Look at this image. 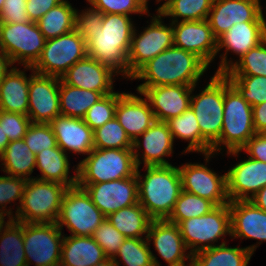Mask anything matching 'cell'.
I'll use <instances>...</instances> for the list:
<instances>
[{
  "instance_id": "obj_3",
  "label": "cell",
  "mask_w": 266,
  "mask_h": 266,
  "mask_svg": "<svg viewBox=\"0 0 266 266\" xmlns=\"http://www.w3.org/2000/svg\"><path fill=\"white\" fill-rule=\"evenodd\" d=\"M145 174L136 171L138 202L152 220L168 219L182 191L177 166H144Z\"/></svg>"
},
{
  "instance_id": "obj_26",
  "label": "cell",
  "mask_w": 266,
  "mask_h": 266,
  "mask_svg": "<svg viewBox=\"0 0 266 266\" xmlns=\"http://www.w3.org/2000/svg\"><path fill=\"white\" fill-rule=\"evenodd\" d=\"M147 240L149 243L153 241L155 250L168 265L183 263L192 258V254L187 252L178 224L167 219L150 222Z\"/></svg>"
},
{
  "instance_id": "obj_46",
  "label": "cell",
  "mask_w": 266,
  "mask_h": 266,
  "mask_svg": "<svg viewBox=\"0 0 266 266\" xmlns=\"http://www.w3.org/2000/svg\"><path fill=\"white\" fill-rule=\"evenodd\" d=\"M27 180L15 176H0V213L13 218V208L6 209L8 204L19 200L21 204L24 187Z\"/></svg>"
},
{
  "instance_id": "obj_25",
  "label": "cell",
  "mask_w": 266,
  "mask_h": 266,
  "mask_svg": "<svg viewBox=\"0 0 266 266\" xmlns=\"http://www.w3.org/2000/svg\"><path fill=\"white\" fill-rule=\"evenodd\" d=\"M119 93L115 117L124 128L129 138L134 141L143 134L154 122L155 116L146 98L141 93Z\"/></svg>"
},
{
  "instance_id": "obj_59",
  "label": "cell",
  "mask_w": 266,
  "mask_h": 266,
  "mask_svg": "<svg viewBox=\"0 0 266 266\" xmlns=\"http://www.w3.org/2000/svg\"><path fill=\"white\" fill-rule=\"evenodd\" d=\"M95 266H114L113 262L111 261L110 258H108L106 261H103Z\"/></svg>"
},
{
  "instance_id": "obj_35",
  "label": "cell",
  "mask_w": 266,
  "mask_h": 266,
  "mask_svg": "<svg viewBox=\"0 0 266 266\" xmlns=\"http://www.w3.org/2000/svg\"><path fill=\"white\" fill-rule=\"evenodd\" d=\"M76 11L68 0H63L43 15L37 24L45 39L56 38L75 30Z\"/></svg>"
},
{
  "instance_id": "obj_28",
  "label": "cell",
  "mask_w": 266,
  "mask_h": 266,
  "mask_svg": "<svg viewBox=\"0 0 266 266\" xmlns=\"http://www.w3.org/2000/svg\"><path fill=\"white\" fill-rule=\"evenodd\" d=\"M25 69L30 66H24V71L14 66L4 77L0 84V110L28 114L30 76L27 77Z\"/></svg>"
},
{
  "instance_id": "obj_12",
  "label": "cell",
  "mask_w": 266,
  "mask_h": 266,
  "mask_svg": "<svg viewBox=\"0 0 266 266\" xmlns=\"http://www.w3.org/2000/svg\"><path fill=\"white\" fill-rule=\"evenodd\" d=\"M62 234L56 223H23L27 266L32 263L35 266H59L64 239Z\"/></svg>"
},
{
  "instance_id": "obj_50",
  "label": "cell",
  "mask_w": 266,
  "mask_h": 266,
  "mask_svg": "<svg viewBox=\"0 0 266 266\" xmlns=\"http://www.w3.org/2000/svg\"><path fill=\"white\" fill-rule=\"evenodd\" d=\"M104 13L94 8L76 11V30L87 41L99 27H102Z\"/></svg>"
},
{
  "instance_id": "obj_32",
  "label": "cell",
  "mask_w": 266,
  "mask_h": 266,
  "mask_svg": "<svg viewBox=\"0 0 266 266\" xmlns=\"http://www.w3.org/2000/svg\"><path fill=\"white\" fill-rule=\"evenodd\" d=\"M106 218L126 238H147L148 228L152 221L139 202L119 209Z\"/></svg>"
},
{
  "instance_id": "obj_42",
  "label": "cell",
  "mask_w": 266,
  "mask_h": 266,
  "mask_svg": "<svg viewBox=\"0 0 266 266\" xmlns=\"http://www.w3.org/2000/svg\"><path fill=\"white\" fill-rule=\"evenodd\" d=\"M225 76H265L266 77V44L262 41L250 49L224 73Z\"/></svg>"
},
{
  "instance_id": "obj_56",
  "label": "cell",
  "mask_w": 266,
  "mask_h": 266,
  "mask_svg": "<svg viewBox=\"0 0 266 266\" xmlns=\"http://www.w3.org/2000/svg\"><path fill=\"white\" fill-rule=\"evenodd\" d=\"M256 207L266 212V186L249 199Z\"/></svg>"
},
{
  "instance_id": "obj_61",
  "label": "cell",
  "mask_w": 266,
  "mask_h": 266,
  "mask_svg": "<svg viewBox=\"0 0 266 266\" xmlns=\"http://www.w3.org/2000/svg\"><path fill=\"white\" fill-rule=\"evenodd\" d=\"M263 42L266 44V25L263 31Z\"/></svg>"
},
{
  "instance_id": "obj_49",
  "label": "cell",
  "mask_w": 266,
  "mask_h": 266,
  "mask_svg": "<svg viewBox=\"0 0 266 266\" xmlns=\"http://www.w3.org/2000/svg\"><path fill=\"white\" fill-rule=\"evenodd\" d=\"M31 123L27 115L0 110V125L10 142L23 139Z\"/></svg>"
},
{
  "instance_id": "obj_20",
  "label": "cell",
  "mask_w": 266,
  "mask_h": 266,
  "mask_svg": "<svg viewBox=\"0 0 266 266\" xmlns=\"http://www.w3.org/2000/svg\"><path fill=\"white\" fill-rule=\"evenodd\" d=\"M265 25L266 22L236 23L220 35L217 38V53L222 48L225 49V52L219 56L221 61L215 73L224 74L234 65L232 59L228 60L227 58L228 52L235 53L240 59L250 49L259 45L263 41Z\"/></svg>"
},
{
  "instance_id": "obj_1",
  "label": "cell",
  "mask_w": 266,
  "mask_h": 266,
  "mask_svg": "<svg viewBox=\"0 0 266 266\" xmlns=\"http://www.w3.org/2000/svg\"><path fill=\"white\" fill-rule=\"evenodd\" d=\"M209 66L197 55L175 45L144 64L131 80H145L138 87L196 86Z\"/></svg>"
},
{
  "instance_id": "obj_40",
  "label": "cell",
  "mask_w": 266,
  "mask_h": 266,
  "mask_svg": "<svg viewBox=\"0 0 266 266\" xmlns=\"http://www.w3.org/2000/svg\"><path fill=\"white\" fill-rule=\"evenodd\" d=\"M215 207L212 201L182 190L167 220L179 224L183 220L203 216Z\"/></svg>"
},
{
  "instance_id": "obj_6",
  "label": "cell",
  "mask_w": 266,
  "mask_h": 266,
  "mask_svg": "<svg viewBox=\"0 0 266 266\" xmlns=\"http://www.w3.org/2000/svg\"><path fill=\"white\" fill-rule=\"evenodd\" d=\"M68 187L36 178L27 180L21 204L12 220L22 223H56Z\"/></svg>"
},
{
  "instance_id": "obj_53",
  "label": "cell",
  "mask_w": 266,
  "mask_h": 266,
  "mask_svg": "<svg viewBox=\"0 0 266 266\" xmlns=\"http://www.w3.org/2000/svg\"><path fill=\"white\" fill-rule=\"evenodd\" d=\"M63 0H27L26 12L32 22H37L51 8L57 6Z\"/></svg>"
},
{
  "instance_id": "obj_38",
  "label": "cell",
  "mask_w": 266,
  "mask_h": 266,
  "mask_svg": "<svg viewBox=\"0 0 266 266\" xmlns=\"http://www.w3.org/2000/svg\"><path fill=\"white\" fill-rule=\"evenodd\" d=\"M121 260L125 266H160L147 238H125L111 259L114 266H120Z\"/></svg>"
},
{
  "instance_id": "obj_62",
  "label": "cell",
  "mask_w": 266,
  "mask_h": 266,
  "mask_svg": "<svg viewBox=\"0 0 266 266\" xmlns=\"http://www.w3.org/2000/svg\"><path fill=\"white\" fill-rule=\"evenodd\" d=\"M4 1H5V0H0V13H1V11H2V8H3V5H4Z\"/></svg>"
},
{
  "instance_id": "obj_30",
  "label": "cell",
  "mask_w": 266,
  "mask_h": 266,
  "mask_svg": "<svg viewBox=\"0 0 266 266\" xmlns=\"http://www.w3.org/2000/svg\"><path fill=\"white\" fill-rule=\"evenodd\" d=\"M66 154L58 145L54 148L44 149L36 154V165L41 177H34L43 181L58 182L68 188L77 185V167L74 169V176H69L70 163Z\"/></svg>"
},
{
  "instance_id": "obj_47",
  "label": "cell",
  "mask_w": 266,
  "mask_h": 266,
  "mask_svg": "<svg viewBox=\"0 0 266 266\" xmlns=\"http://www.w3.org/2000/svg\"><path fill=\"white\" fill-rule=\"evenodd\" d=\"M23 140L35 155L44 149L57 146L50 123H31Z\"/></svg>"
},
{
  "instance_id": "obj_9",
  "label": "cell",
  "mask_w": 266,
  "mask_h": 266,
  "mask_svg": "<svg viewBox=\"0 0 266 266\" xmlns=\"http://www.w3.org/2000/svg\"><path fill=\"white\" fill-rule=\"evenodd\" d=\"M45 42L37 22L0 23V48L13 64L32 67L40 58Z\"/></svg>"
},
{
  "instance_id": "obj_15",
  "label": "cell",
  "mask_w": 266,
  "mask_h": 266,
  "mask_svg": "<svg viewBox=\"0 0 266 266\" xmlns=\"http://www.w3.org/2000/svg\"><path fill=\"white\" fill-rule=\"evenodd\" d=\"M182 190L212 201L216 206L229 204L226 173L218 175L205 164L186 163L178 167Z\"/></svg>"
},
{
  "instance_id": "obj_2",
  "label": "cell",
  "mask_w": 266,
  "mask_h": 266,
  "mask_svg": "<svg viewBox=\"0 0 266 266\" xmlns=\"http://www.w3.org/2000/svg\"><path fill=\"white\" fill-rule=\"evenodd\" d=\"M134 29L131 17L104 14L102 27L86 41L88 56L129 79L128 53Z\"/></svg>"
},
{
  "instance_id": "obj_52",
  "label": "cell",
  "mask_w": 266,
  "mask_h": 266,
  "mask_svg": "<svg viewBox=\"0 0 266 266\" xmlns=\"http://www.w3.org/2000/svg\"><path fill=\"white\" fill-rule=\"evenodd\" d=\"M241 151L251 159L266 162V134L255 133L240 150L227 152V155L238 156Z\"/></svg>"
},
{
  "instance_id": "obj_7",
  "label": "cell",
  "mask_w": 266,
  "mask_h": 266,
  "mask_svg": "<svg viewBox=\"0 0 266 266\" xmlns=\"http://www.w3.org/2000/svg\"><path fill=\"white\" fill-rule=\"evenodd\" d=\"M77 184H94L136 175L132 149L94 148L77 165Z\"/></svg>"
},
{
  "instance_id": "obj_55",
  "label": "cell",
  "mask_w": 266,
  "mask_h": 266,
  "mask_svg": "<svg viewBox=\"0 0 266 266\" xmlns=\"http://www.w3.org/2000/svg\"><path fill=\"white\" fill-rule=\"evenodd\" d=\"M12 60L4 53L0 52V84L2 83L4 77L13 68Z\"/></svg>"
},
{
  "instance_id": "obj_48",
  "label": "cell",
  "mask_w": 266,
  "mask_h": 266,
  "mask_svg": "<svg viewBox=\"0 0 266 266\" xmlns=\"http://www.w3.org/2000/svg\"><path fill=\"white\" fill-rule=\"evenodd\" d=\"M92 237L110 259L116 255L126 238L107 218L96 228Z\"/></svg>"
},
{
  "instance_id": "obj_34",
  "label": "cell",
  "mask_w": 266,
  "mask_h": 266,
  "mask_svg": "<svg viewBox=\"0 0 266 266\" xmlns=\"http://www.w3.org/2000/svg\"><path fill=\"white\" fill-rule=\"evenodd\" d=\"M103 96L101 92L72 87L60 79V115L83 119L89 108Z\"/></svg>"
},
{
  "instance_id": "obj_36",
  "label": "cell",
  "mask_w": 266,
  "mask_h": 266,
  "mask_svg": "<svg viewBox=\"0 0 266 266\" xmlns=\"http://www.w3.org/2000/svg\"><path fill=\"white\" fill-rule=\"evenodd\" d=\"M0 266H27L22 222L11 220L2 230Z\"/></svg>"
},
{
  "instance_id": "obj_17",
  "label": "cell",
  "mask_w": 266,
  "mask_h": 266,
  "mask_svg": "<svg viewBox=\"0 0 266 266\" xmlns=\"http://www.w3.org/2000/svg\"><path fill=\"white\" fill-rule=\"evenodd\" d=\"M216 38L241 22H266L260 0H213L207 18Z\"/></svg>"
},
{
  "instance_id": "obj_19",
  "label": "cell",
  "mask_w": 266,
  "mask_h": 266,
  "mask_svg": "<svg viewBox=\"0 0 266 266\" xmlns=\"http://www.w3.org/2000/svg\"><path fill=\"white\" fill-rule=\"evenodd\" d=\"M174 45L200 57L208 66L217 56V38L208 20L171 22Z\"/></svg>"
},
{
  "instance_id": "obj_14",
  "label": "cell",
  "mask_w": 266,
  "mask_h": 266,
  "mask_svg": "<svg viewBox=\"0 0 266 266\" xmlns=\"http://www.w3.org/2000/svg\"><path fill=\"white\" fill-rule=\"evenodd\" d=\"M90 196L99 210L108 217L119 209L138 203V180L136 175L94 184H77Z\"/></svg>"
},
{
  "instance_id": "obj_13",
  "label": "cell",
  "mask_w": 266,
  "mask_h": 266,
  "mask_svg": "<svg viewBox=\"0 0 266 266\" xmlns=\"http://www.w3.org/2000/svg\"><path fill=\"white\" fill-rule=\"evenodd\" d=\"M156 15L150 16L151 24L140 34L134 29L128 53L129 79L149 60L174 45L172 23L167 26L158 11Z\"/></svg>"
},
{
  "instance_id": "obj_37",
  "label": "cell",
  "mask_w": 266,
  "mask_h": 266,
  "mask_svg": "<svg viewBox=\"0 0 266 266\" xmlns=\"http://www.w3.org/2000/svg\"><path fill=\"white\" fill-rule=\"evenodd\" d=\"M156 10L163 18L171 17V22L206 20L213 0H164Z\"/></svg>"
},
{
  "instance_id": "obj_23",
  "label": "cell",
  "mask_w": 266,
  "mask_h": 266,
  "mask_svg": "<svg viewBox=\"0 0 266 266\" xmlns=\"http://www.w3.org/2000/svg\"><path fill=\"white\" fill-rule=\"evenodd\" d=\"M229 201L249 200L266 186V162L248 157L226 173Z\"/></svg>"
},
{
  "instance_id": "obj_60",
  "label": "cell",
  "mask_w": 266,
  "mask_h": 266,
  "mask_svg": "<svg viewBox=\"0 0 266 266\" xmlns=\"http://www.w3.org/2000/svg\"><path fill=\"white\" fill-rule=\"evenodd\" d=\"M186 262H184V266H199L198 265V263L193 259V258H191L190 260H189V264L187 263V264H185Z\"/></svg>"
},
{
  "instance_id": "obj_63",
  "label": "cell",
  "mask_w": 266,
  "mask_h": 266,
  "mask_svg": "<svg viewBox=\"0 0 266 266\" xmlns=\"http://www.w3.org/2000/svg\"><path fill=\"white\" fill-rule=\"evenodd\" d=\"M168 266H184V262L183 263H178V264H171V265H168Z\"/></svg>"
},
{
  "instance_id": "obj_33",
  "label": "cell",
  "mask_w": 266,
  "mask_h": 266,
  "mask_svg": "<svg viewBox=\"0 0 266 266\" xmlns=\"http://www.w3.org/2000/svg\"><path fill=\"white\" fill-rule=\"evenodd\" d=\"M253 254L246 248L229 247L226 242L192 255L199 266H248Z\"/></svg>"
},
{
  "instance_id": "obj_16",
  "label": "cell",
  "mask_w": 266,
  "mask_h": 266,
  "mask_svg": "<svg viewBox=\"0 0 266 266\" xmlns=\"http://www.w3.org/2000/svg\"><path fill=\"white\" fill-rule=\"evenodd\" d=\"M32 71L29 82V106L27 116L32 123H50L60 115V78L41 75Z\"/></svg>"
},
{
  "instance_id": "obj_18",
  "label": "cell",
  "mask_w": 266,
  "mask_h": 266,
  "mask_svg": "<svg viewBox=\"0 0 266 266\" xmlns=\"http://www.w3.org/2000/svg\"><path fill=\"white\" fill-rule=\"evenodd\" d=\"M173 144L174 140L167 122L155 120L143 134L133 141L132 151L137 168H140L142 162L144 166L172 165L164 157H170L173 153ZM141 148H143L142 154L139 152Z\"/></svg>"
},
{
  "instance_id": "obj_54",
  "label": "cell",
  "mask_w": 266,
  "mask_h": 266,
  "mask_svg": "<svg viewBox=\"0 0 266 266\" xmlns=\"http://www.w3.org/2000/svg\"><path fill=\"white\" fill-rule=\"evenodd\" d=\"M253 126L256 133L266 132V102L252 107Z\"/></svg>"
},
{
  "instance_id": "obj_8",
  "label": "cell",
  "mask_w": 266,
  "mask_h": 266,
  "mask_svg": "<svg viewBox=\"0 0 266 266\" xmlns=\"http://www.w3.org/2000/svg\"><path fill=\"white\" fill-rule=\"evenodd\" d=\"M178 226L190 254L217 246L215 242L231 235L229 204L216 206L203 216L183 220Z\"/></svg>"
},
{
  "instance_id": "obj_43",
  "label": "cell",
  "mask_w": 266,
  "mask_h": 266,
  "mask_svg": "<svg viewBox=\"0 0 266 266\" xmlns=\"http://www.w3.org/2000/svg\"><path fill=\"white\" fill-rule=\"evenodd\" d=\"M229 83L252 107L266 102L265 76H226Z\"/></svg>"
},
{
  "instance_id": "obj_11",
  "label": "cell",
  "mask_w": 266,
  "mask_h": 266,
  "mask_svg": "<svg viewBox=\"0 0 266 266\" xmlns=\"http://www.w3.org/2000/svg\"><path fill=\"white\" fill-rule=\"evenodd\" d=\"M87 55L86 40L75 29L46 40L41 56L32 69L41 75L60 78L71 66Z\"/></svg>"
},
{
  "instance_id": "obj_5",
  "label": "cell",
  "mask_w": 266,
  "mask_h": 266,
  "mask_svg": "<svg viewBox=\"0 0 266 266\" xmlns=\"http://www.w3.org/2000/svg\"><path fill=\"white\" fill-rule=\"evenodd\" d=\"M255 133L252 106L247 103L224 75L222 129L219 140L212 146V153H221L225 147L226 152L240 150Z\"/></svg>"
},
{
  "instance_id": "obj_44",
  "label": "cell",
  "mask_w": 266,
  "mask_h": 266,
  "mask_svg": "<svg viewBox=\"0 0 266 266\" xmlns=\"http://www.w3.org/2000/svg\"><path fill=\"white\" fill-rule=\"evenodd\" d=\"M118 101V92L104 95L86 112L83 120L92 129L95 130L103 126L106 122L113 119L116 113Z\"/></svg>"
},
{
  "instance_id": "obj_10",
  "label": "cell",
  "mask_w": 266,
  "mask_h": 266,
  "mask_svg": "<svg viewBox=\"0 0 266 266\" xmlns=\"http://www.w3.org/2000/svg\"><path fill=\"white\" fill-rule=\"evenodd\" d=\"M105 219L87 192L76 185L66 190L56 224L61 230L66 226L70 235L92 236Z\"/></svg>"
},
{
  "instance_id": "obj_51",
  "label": "cell",
  "mask_w": 266,
  "mask_h": 266,
  "mask_svg": "<svg viewBox=\"0 0 266 266\" xmlns=\"http://www.w3.org/2000/svg\"><path fill=\"white\" fill-rule=\"evenodd\" d=\"M26 3L27 0H5L0 13V23L29 22Z\"/></svg>"
},
{
  "instance_id": "obj_31",
  "label": "cell",
  "mask_w": 266,
  "mask_h": 266,
  "mask_svg": "<svg viewBox=\"0 0 266 266\" xmlns=\"http://www.w3.org/2000/svg\"><path fill=\"white\" fill-rule=\"evenodd\" d=\"M1 171L9 176L21 177L26 180L34 178L31 174L36 165V155L30 151L23 139L9 142L2 152ZM31 176V177H30Z\"/></svg>"
},
{
  "instance_id": "obj_29",
  "label": "cell",
  "mask_w": 266,
  "mask_h": 266,
  "mask_svg": "<svg viewBox=\"0 0 266 266\" xmlns=\"http://www.w3.org/2000/svg\"><path fill=\"white\" fill-rule=\"evenodd\" d=\"M107 259L92 236H64L59 266H95Z\"/></svg>"
},
{
  "instance_id": "obj_39",
  "label": "cell",
  "mask_w": 266,
  "mask_h": 266,
  "mask_svg": "<svg viewBox=\"0 0 266 266\" xmlns=\"http://www.w3.org/2000/svg\"><path fill=\"white\" fill-rule=\"evenodd\" d=\"M173 140H186L188 146L183 151L201 153V131L194 111L189 107L185 112L167 121Z\"/></svg>"
},
{
  "instance_id": "obj_21",
  "label": "cell",
  "mask_w": 266,
  "mask_h": 266,
  "mask_svg": "<svg viewBox=\"0 0 266 266\" xmlns=\"http://www.w3.org/2000/svg\"><path fill=\"white\" fill-rule=\"evenodd\" d=\"M195 87L186 85L137 87V92L148 100L155 119L167 122L190 107L191 94Z\"/></svg>"
},
{
  "instance_id": "obj_27",
  "label": "cell",
  "mask_w": 266,
  "mask_h": 266,
  "mask_svg": "<svg viewBox=\"0 0 266 266\" xmlns=\"http://www.w3.org/2000/svg\"><path fill=\"white\" fill-rule=\"evenodd\" d=\"M50 125L57 145L66 153L88 155L94 149L93 130L83 119L58 115Z\"/></svg>"
},
{
  "instance_id": "obj_4",
  "label": "cell",
  "mask_w": 266,
  "mask_h": 266,
  "mask_svg": "<svg viewBox=\"0 0 266 266\" xmlns=\"http://www.w3.org/2000/svg\"><path fill=\"white\" fill-rule=\"evenodd\" d=\"M197 95L191 94L190 107L195 113L201 131V153L205 163L215 154L212 146L219 140L224 110V74H216L210 78L205 88Z\"/></svg>"
},
{
  "instance_id": "obj_64",
  "label": "cell",
  "mask_w": 266,
  "mask_h": 266,
  "mask_svg": "<svg viewBox=\"0 0 266 266\" xmlns=\"http://www.w3.org/2000/svg\"><path fill=\"white\" fill-rule=\"evenodd\" d=\"M147 5H148V0H143ZM160 1H162V0H157L156 2H160Z\"/></svg>"
},
{
  "instance_id": "obj_45",
  "label": "cell",
  "mask_w": 266,
  "mask_h": 266,
  "mask_svg": "<svg viewBox=\"0 0 266 266\" xmlns=\"http://www.w3.org/2000/svg\"><path fill=\"white\" fill-rule=\"evenodd\" d=\"M90 7L102 11L104 14L146 15L148 5L143 0H87Z\"/></svg>"
},
{
  "instance_id": "obj_24",
  "label": "cell",
  "mask_w": 266,
  "mask_h": 266,
  "mask_svg": "<svg viewBox=\"0 0 266 266\" xmlns=\"http://www.w3.org/2000/svg\"><path fill=\"white\" fill-rule=\"evenodd\" d=\"M109 67L88 55L71 66L60 79L75 88L87 89L108 95L114 92V76Z\"/></svg>"
},
{
  "instance_id": "obj_41",
  "label": "cell",
  "mask_w": 266,
  "mask_h": 266,
  "mask_svg": "<svg viewBox=\"0 0 266 266\" xmlns=\"http://www.w3.org/2000/svg\"><path fill=\"white\" fill-rule=\"evenodd\" d=\"M93 137L94 148L132 149L133 146V141L119 124L116 117L106 122L103 126L93 130Z\"/></svg>"
},
{
  "instance_id": "obj_22",
  "label": "cell",
  "mask_w": 266,
  "mask_h": 266,
  "mask_svg": "<svg viewBox=\"0 0 266 266\" xmlns=\"http://www.w3.org/2000/svg\"><path fill=\"white\" fill-rule=\"evenodd\" d=\"M231 238L256 239L259 243L246 247L252 254L266 241V212L250 200L229 202Z\"/></svg>"
},
{
  "instance_id": "obj_57",
  "label": "cell",
  "mask_w": 266,
  "mask_h": 266,
  "mask_svg": "<svg viewBox=\"0 0 266 266\" xmlns=\"http://www.w3.org/2000/svg\"><path fill=\"white\" fill-rule=\"evenodd\" d=\"M10 142L8 136L3 131V126L0 125V151L3 152L5 147Z\"/></svg>"
},
{
  "instance_id": "obj_58",
  "label": "cell",
  "mask_w": 266,
  "mask_h": 266,
  "mask_svg": "<svg viewBox=\"0 0 266 266\" xmlns=\"http://www.w3.org/2000/svg\"><path fill=\"white\" fill-rule=\"evenodd\" d=\"M5 216L6 215L0 213V234L4 227L12 220V218H8L7 222L4 221L6 219Z\"/></svg>"
}]
</instances>
